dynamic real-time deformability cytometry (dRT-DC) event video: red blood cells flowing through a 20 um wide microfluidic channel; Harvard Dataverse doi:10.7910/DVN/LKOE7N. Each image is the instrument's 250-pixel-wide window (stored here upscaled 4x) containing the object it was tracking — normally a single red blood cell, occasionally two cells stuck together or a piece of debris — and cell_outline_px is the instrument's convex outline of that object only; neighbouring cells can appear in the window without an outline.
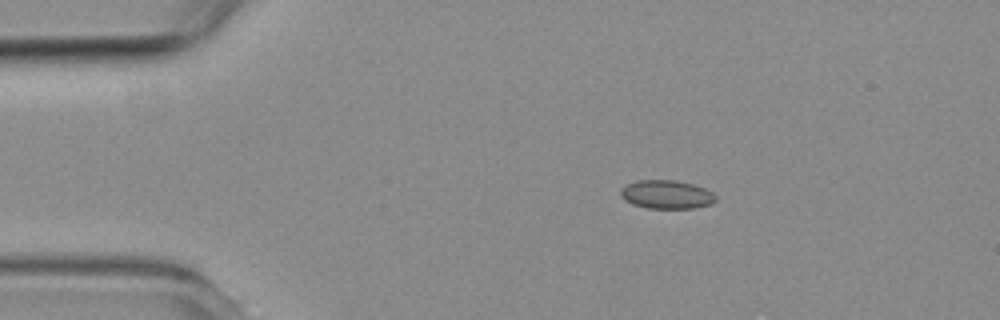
{"species": "common noctule bat (a hibernating species)", "species_latin": "Nyctalus noctula", "temperature_condition": "room temperature", "stored_images_in_passage": 4, "camera_frame_rate_fps": 3000, "um_per_image_px": 0.085, "animal": {"sex": "female", "body_mass_g": 19.3, "forearm_length_mm": 54.1}, "frame": {"image": 1, "passage_image": 1, "time_ms": 0.0, "image_size_px": [1000, 320], "cell_outline_px": [[716, 200], [712, 204], [696, 208], [648, 208], [632, 204], [624, 200], [620, 196], [620, 188], [624, 184], [636, 180], [672, 180], [692, 184], [704, 188], [712, 192], [716, 196]], "centroid_in_image_um": [56.62, 16.53], "position_along_channel_um": 28.4, "area_um2": 16.01}}
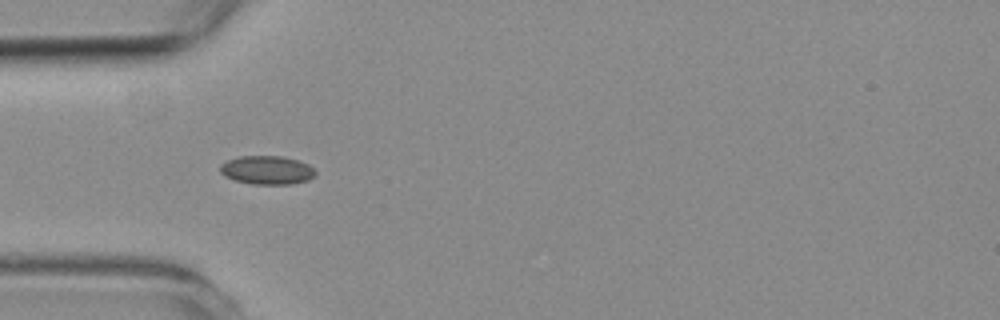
{"frame": {"image": 2, "passage_image": 3, "time_ms": 2.333, "image_size_px": [1000, 320], "cell_outline_px": [[316, 176], [308, 180], [292, 184], [252, 184], [236, 180], [224, 176], [220, 172], [220, 164], [228, 160], [240, 156], [284, 156], [308, 164], [316, 172]], "centroid_in_image_um": [22.7, 14.46], "position_along_channel_um": 62.3, "area_um2": 15.9}}
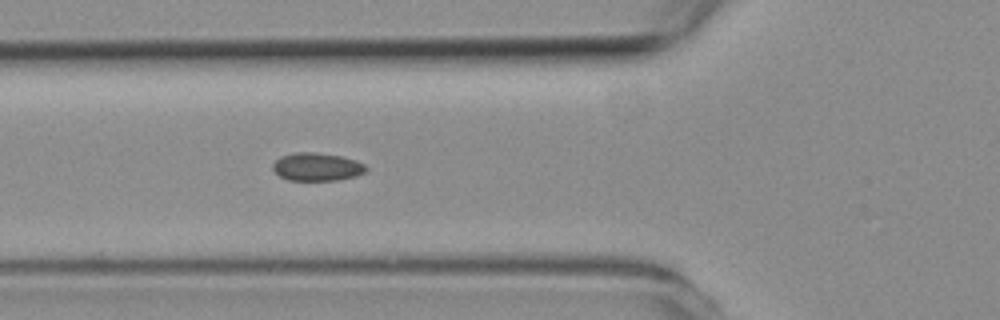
{"frame": {"image": 3, "passage_image": 4, "time_ms": 3.333, "image_size_px": [1000, 320], "cell_outline_px": [[368, 172], [356, 176], [336, 180], [288, 180], [280, 176], [272, 168], [272, 164], [280, 156], [296, 152], [312, 152], [340, 156], [356, 160], [364, 164], [368, 168]], "centroid_in_image_um": [26.96, 14.18], "position_along_channel_um": 98.8, "area_um2": 15.26}}